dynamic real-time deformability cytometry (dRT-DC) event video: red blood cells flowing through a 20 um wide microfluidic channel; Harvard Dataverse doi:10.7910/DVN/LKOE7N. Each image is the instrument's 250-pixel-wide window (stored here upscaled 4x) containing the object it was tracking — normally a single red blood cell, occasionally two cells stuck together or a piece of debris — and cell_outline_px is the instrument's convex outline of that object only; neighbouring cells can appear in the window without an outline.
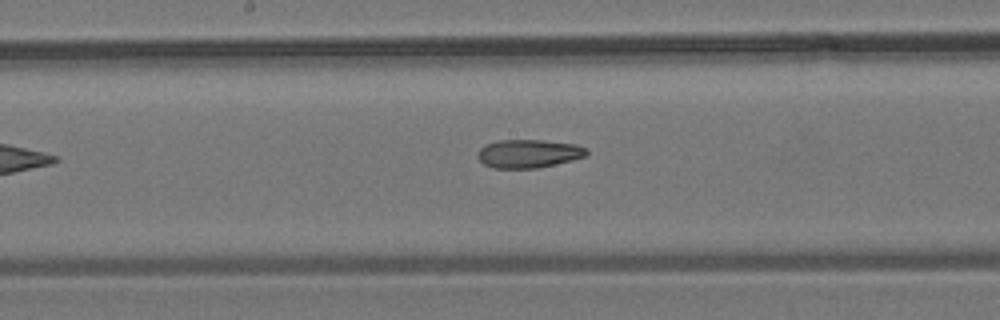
{"species": "common noctule bat (a hibernating species)", "species_latin": "Nyctalus noctula", "temperature_condition": "room temperature", "stored_images_in_passage": 6, "camera_frame_rate_fps": 3000, "um_per_image_px": 0.085, "animal": {"sex": "male", "body_mass_g": 19.2, "forearm_length_mm": 51.8}, "frame": {"image": 1, "passage_image": 6, "time_ms": 6.0, "image_size_px": [1000, 320], "cell_outline_px": [[588, 156], [572, 160], [536, 168], [492, 168], [484, 164], [476, 156], [476, 152], [484, 144], [496, 140], [544, 140], [576, 144], [588, 148]], "centroid_in_image_um": [44.92, 13.04], "position_along_channel_um": 203.3, "area_um2": 18.26}}